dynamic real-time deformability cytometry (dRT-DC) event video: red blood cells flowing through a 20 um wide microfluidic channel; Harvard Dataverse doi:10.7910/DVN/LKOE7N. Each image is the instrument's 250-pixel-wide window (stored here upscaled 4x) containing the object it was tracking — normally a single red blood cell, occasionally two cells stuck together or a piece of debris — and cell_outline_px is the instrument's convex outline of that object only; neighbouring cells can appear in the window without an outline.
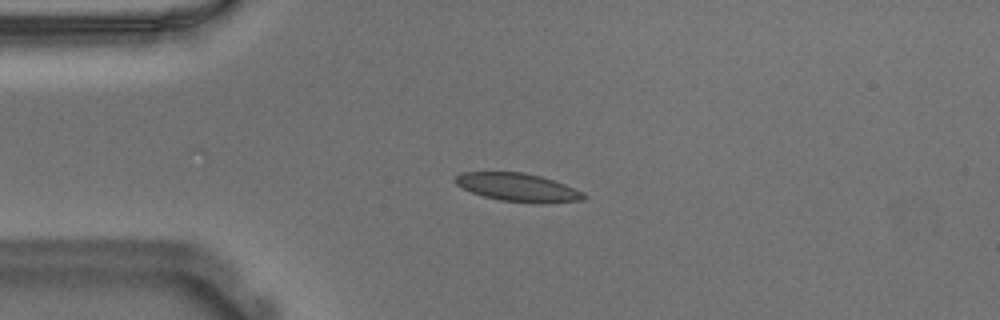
{"species": "Egyptian fruit bat (a non-hibernating species)", "species_latin": "Rousettus aegyptiacus", "temperature_condition": "warm", "stored_images_in_passage": 10, "camera_frame_rate_fps": 3000, "um_per_image_px": 0.085, "animal": {"sex": "male"}, "frame": {"image": 1, "passage_image": 1, "time_ms": 0.0, "image_size_px": [1000, 320], "cell_outline_px": [[588, 196], [584, 200], [500, 200], [484, 196], [472, 192], [456, 184], [452, 180], [456, 176], [464, 172], [524, 172], [540, 176], [564, 184], [584, 192]], "centroid_in_image_um": [43.94, 15.86], "position_along_channel_um": 41.1, "area_um2": 19.94}}
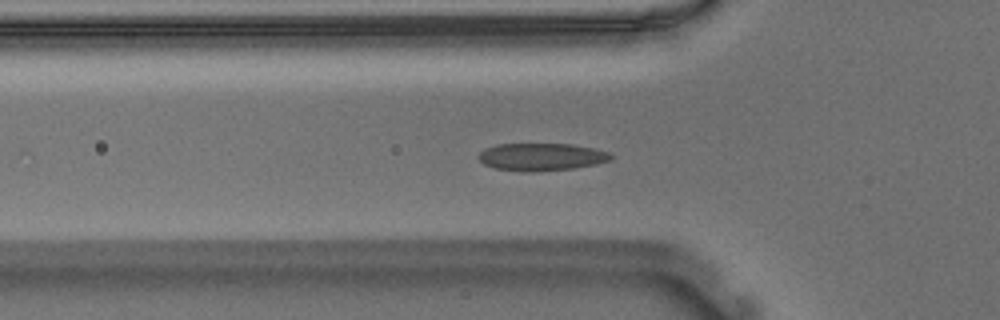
{"frame": {"image": 2, "passage_image": 6, "time_ms": 1.667, "image_size_px": [1000, 320], "cell_outline_px": [[612, 160], [596, 164], [572, 168], [536, 172], [524, 172], [496, 168], [484, 164], [476, 156], [484, 148], [496, 144], [572, 144], [592, 148], [608, 152], [612, 156]], "centroid_in_image_um": [45.99, 13.33], "position_along_channel_um": 79.8, "area_um2": 21.27}}
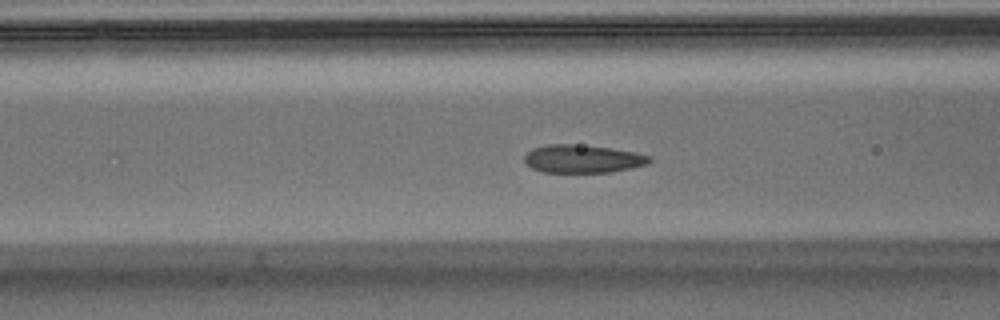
{"frame": {"image": 3, "passage_image": 9, "time_ms": 2.667, "image_size_px": [1000, 320], "cell_outline_px": [[652, 160], [648, 164], [632, 168], [612, 172], [544, 172], [532, 168], [524, 164], [524, 156], [532, 148], [548, 144], [572, 144], [612, 148], [636, 152], [652, 156]], "centroid_in_image_um": [49.54, 13.5], "position_along_channel_um": 117.1, "area_um2": 20.63}}